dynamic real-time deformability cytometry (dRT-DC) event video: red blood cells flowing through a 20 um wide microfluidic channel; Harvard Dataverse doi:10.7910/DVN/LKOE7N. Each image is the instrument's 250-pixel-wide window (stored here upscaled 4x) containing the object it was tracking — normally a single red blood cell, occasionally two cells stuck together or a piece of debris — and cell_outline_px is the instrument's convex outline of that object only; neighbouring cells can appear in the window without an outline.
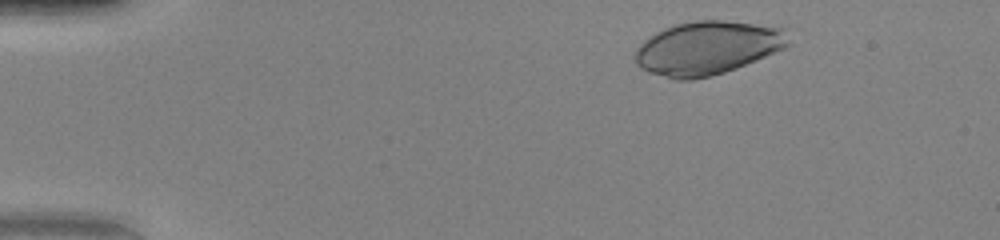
{"species": "human", "species_latin": "Homo sapiens", "temperature_condition": "warm", "stored_images_in_passage": 39, "camera_frame_rate_fps": 3000, "um_per_image_px": 0.085, "donor": {"sex": "female"}, "frame": {"image": 1, "passage_image": 3, "time_ms": 0.667, "image_size_px": [1000, 240], "cell_outline_px": [[792, 44], [788, 48], [736, 68], [712, 76], [692, 80], [676, 80], [648, 72], [640, 68], [636, 64], [636, 48], [644, 40], [656, 32], [664, 28], [676, 24], [696, 20], [720, 20], [788, 24]], "centroid_in_image_um": [60.3, 4.04], "position_along_channel_um": 24.7, "area_um2": 49.36}}
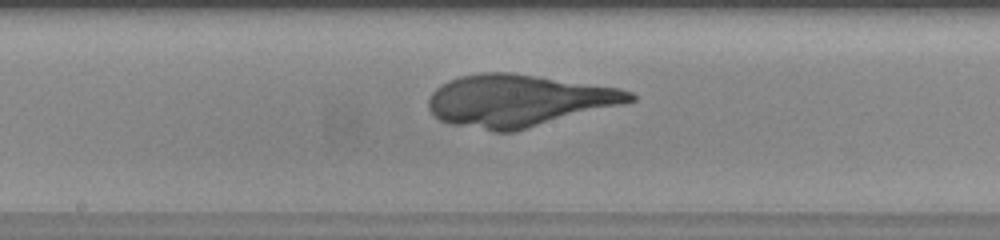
{"frame": {"image": 2, "passage_image": 23, "time_ms": 7.333, "image_size_px": [1000, 240], "cell_outline_px": [[636, 100], [516, 132], [492, 132], [448, 124], [440, 120], [428, 108], [428, 96], [440, 84], [448, 80], [460, 76], [480, 72], [512, 72], [620, 88], [632, 92], [636, 96]], "centroid_in_image_um": [44.02, 8.56], "position_along_channel_um": 204.2, "area_um2": 61.5}}
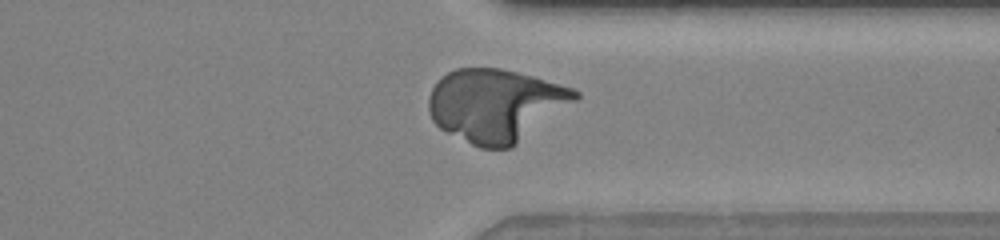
{"frame": {"image": 3, "passage_image": 35, "time_ms": 11.333, "image_size_px": [1000, 240], "cell_outline_px": [[580, 96], [576, 100], [512, 148], [480, 148], [440, 128], [432, 120], [428, 112], [428, 96], [432, 88], [448, 72], [456, 68], [500, 68], [532, 76], [576, 88], [580, 92]], "centroid_in_image_um": [42.14, 8.94], "position_along_channel_um": 369.3, "area_um2": 61.9}}